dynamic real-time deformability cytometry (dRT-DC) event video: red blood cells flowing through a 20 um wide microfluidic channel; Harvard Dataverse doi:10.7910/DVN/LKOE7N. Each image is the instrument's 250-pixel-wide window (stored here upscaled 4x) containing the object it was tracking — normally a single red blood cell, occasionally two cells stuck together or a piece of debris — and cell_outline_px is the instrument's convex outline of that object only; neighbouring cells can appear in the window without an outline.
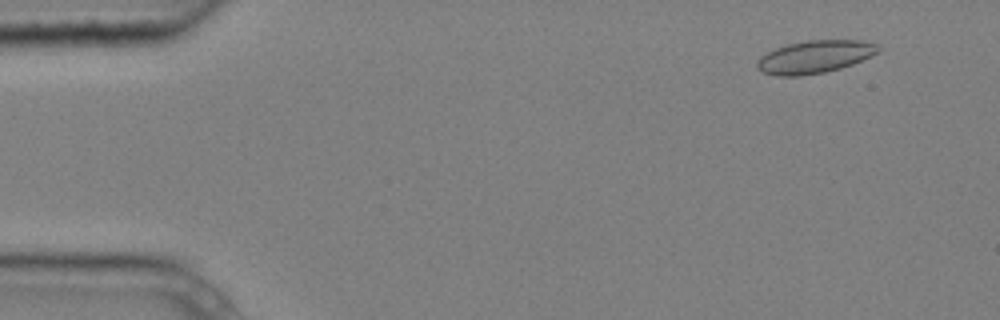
{"species": "common noctule bat (a hibernating species)", "species_latin": "Nyctalus noctula", "temperature_condition": "cold", "stored_images_in_passage": 4, "camera_frame_rate_fps": 3000, "um_per_image_px": 0.085, "animal": {"sex": "male", "body_mass_g": 20.4}, "frame": {"image": 1, "passage_image": 1, "time_ms": 0.0, "image_size_px": [1000, 320], "cell_outline_px": [[880, 52], [852, 64], [840, 68], [824, 72], [800, 76], [776, 76], [764, 72], [756, 68], [756, 60], [760, 56], [776, 48], [788, 44], [808, 40], [860, 40], [876, 44], [880, 48]], "centroid_in_image_um": [69.23, 4.83], "position_along_channel_um": 15.8, "area_um2": 23.06}}
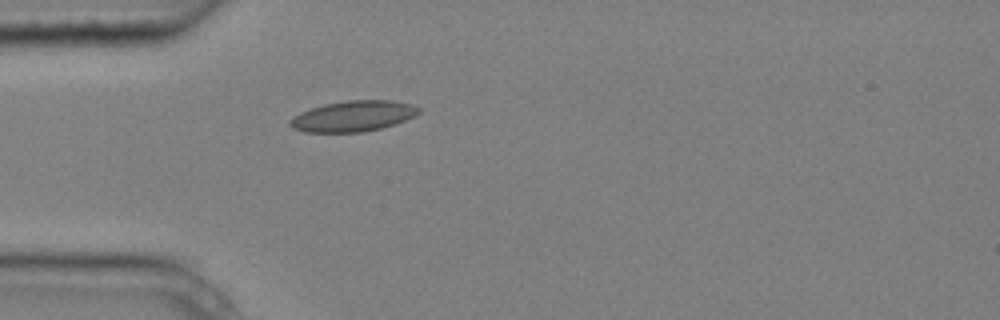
{"frame": {"image": 2, "passage_image": 4, "time_ms": 1.0, "image_size_px": [1000, 320], "cell_outline_px": [[420, 112], [416, 116], [380, 128], [360, 132], [304, 132], [292, 128], [288, 124], [288, 120], [300, 112], [324, 104], [348, 100], [392, 100], [412, 104], [420, 108]], "centroid_in_image_um": [30.0, 9.86], "position_along_channel_um": 55.0, "area_um2": 23.0}}